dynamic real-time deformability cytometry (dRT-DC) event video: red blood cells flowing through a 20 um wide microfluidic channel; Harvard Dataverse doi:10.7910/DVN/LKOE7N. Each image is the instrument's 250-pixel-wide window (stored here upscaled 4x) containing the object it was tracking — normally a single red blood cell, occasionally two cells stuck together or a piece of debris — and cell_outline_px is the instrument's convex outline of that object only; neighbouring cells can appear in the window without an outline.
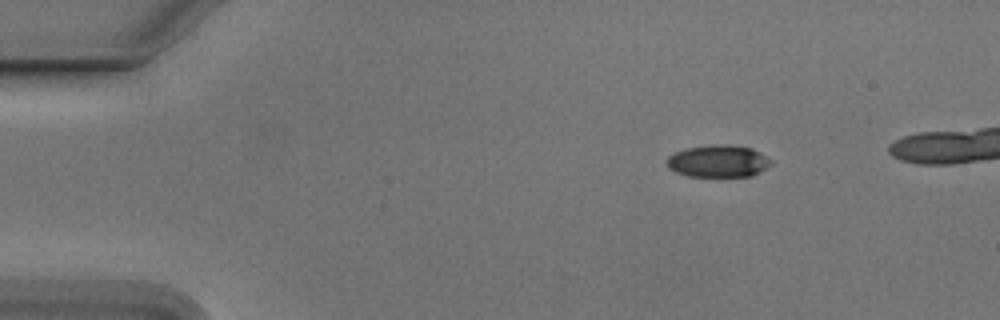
{"species": "Egyptian fruit bat (a non-hibernating species)", "species_latin": "Rousettus aegyptiacus", "temperature_condition": "cold", "stored_images_in_passage": 43, "camera_frame_rate_fps": 3000, "um_per_image_px": 0.085, "animal": {"sex": "male"}, "frame": {"image": 1, "passage_image": 1, "time_ms": 0.0, "image_size_px": [1000, 320], "cell_outline_px": [[772, 164], [768, 168], [752, 176], [688, 176], [676, 172], [668, 168], [664, 160], [668, 156], [684, 148], [712, 144], [728, 144], [752, 148], [760, 152], [772, 160]], "centroid_in_image_um": [61.04, 13.69], "position_along_channel_um": 24.0, "area_um2": 19.88}}
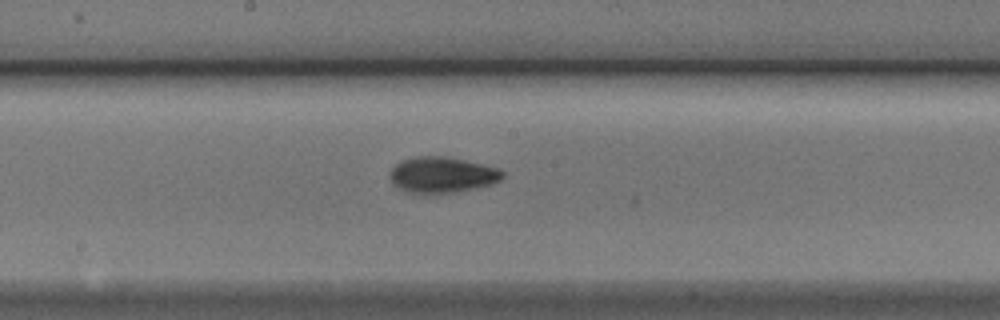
{"frame": {"image": 2, "passage_image": 22, "time_ms": 7.0, "image_size_px": [1000, 320], "cell_outline_px": [[504, 176], [500, 180], [492, 184], [452, 192], [408, 192], [392, 184], [388, 176], [388, 172], [400, 160], [416, 156], [440, 156], [464, 160], [496, 168], [504, 172]], "centroid_in_image_um": [37.52, 14.84], "position_along_channel_um": 210.7, "area_um2": 23.12}}
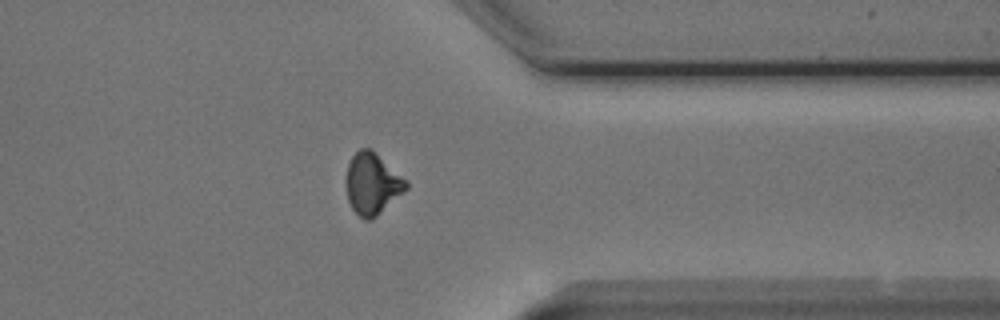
{"frame": {"image": 3, "passage_image": 36, "time_ms": 11.667, "image_size_px": [1000, 320], "cell_outline_px": [[408, 188], [372, 220], [364, 220], [352, 208], [348, 200], [344, 180], [348, 164], [352, 156], [360, 148], [372, 148], [408, 180]], "centroid_in_image_um": [31.64, 15.59], "position_along_channel_um": 379.8, "area_um2": 21.85}, "authors_computed_cell_mechanics": {"area_um2": 21.4438, "velocity_mm_per_s": 3.7806, "shape_relaxation_time_tau1_ms": 3.1606, "shape_relaxation_time_tau2_ms": 4.8457, "deformation_change_tau1": 0.1167, "deformation_change_tau2": 0.1021}}